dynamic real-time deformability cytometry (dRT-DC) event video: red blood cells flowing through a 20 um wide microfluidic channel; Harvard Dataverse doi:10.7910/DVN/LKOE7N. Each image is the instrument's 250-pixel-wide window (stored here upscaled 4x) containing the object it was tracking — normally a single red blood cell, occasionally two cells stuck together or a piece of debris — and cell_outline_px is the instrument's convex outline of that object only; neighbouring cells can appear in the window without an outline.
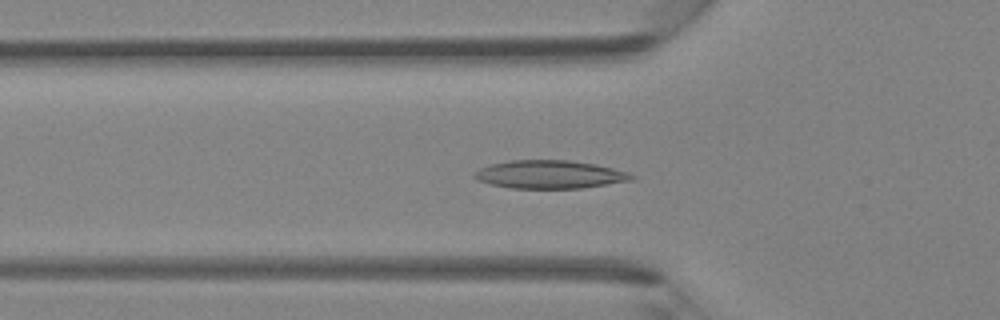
{"species": "Egyptian fruit bat (a non-hibernating species)", "species_latin": "Rousettus aegyptiacus", "temperature_condition": "room temperature", "stored_images_in_passage": 46, "camera_frame_rate_fps": 3000, "um_per_image_px": 0.085, "animal": {"sex": "female"}, "frame": {"image": 1, "passage_image": 15, "time_ms": 4.667, "image_size_px": [1000, 320], "cell_outline_px": [[636, 180], [580, 188], [512, 188], [492, 184], [480, 180], [472, 176], [480, 168], [492, 164], [508, 160], [568, 160], [596, 164], [628, 172], [636, 176]], "centroid_in_image_um": [46.79, 14.82], "position_along_channel_um": 79.0, "area_um2": 25.66}}
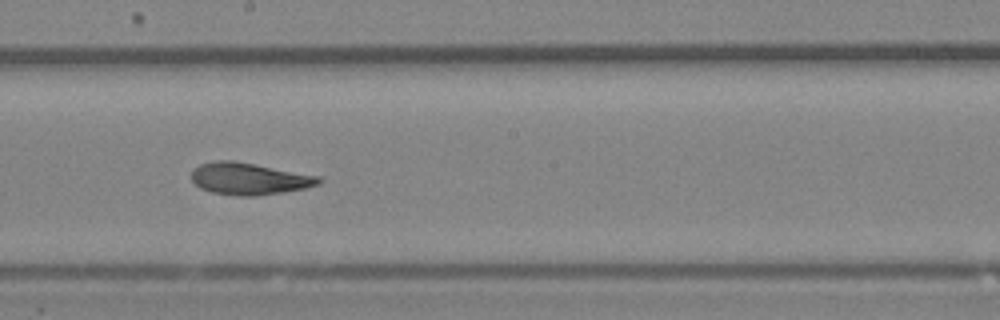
{"frame": {"image": 2, "passage_image": 25, "time_ms": 8.0, "image_size_px": [1000, 320], "cell_outline_px": [[324, 180], [320, 184], [304, 188], [284, 192], [256, 196], [240, 196], [212, 192], [200, 188], [192, 180], [192, 168], [200, 164], [216, 160], [232, 160], [320, 176]], "centroid_in_image_um": [21.18, 15.19], "position_along_channel_um": 227.0, "area_um2": 23.7}}
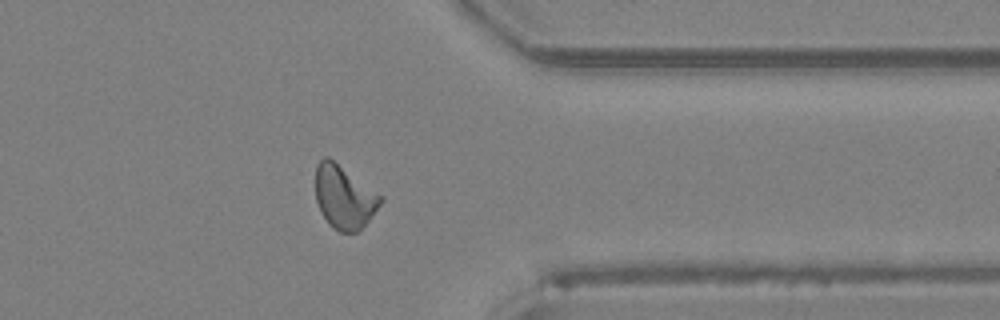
{"frame": {"image": 3, "passage_image": 36, "time_ms": 11.667, "image_size_px": [1000, 320], "cell_outline_px": [[384, 200], [368, 220], [356, 232], [340, 232], [328, 224], [320, 212], [316, 200], [316, 164], [324, 156], [328, 156], [380, 196]], "centroid_in_image_um": [29.2, 16.76], "position_along_channel_um": 382.2, "area_um2": 23.41}}